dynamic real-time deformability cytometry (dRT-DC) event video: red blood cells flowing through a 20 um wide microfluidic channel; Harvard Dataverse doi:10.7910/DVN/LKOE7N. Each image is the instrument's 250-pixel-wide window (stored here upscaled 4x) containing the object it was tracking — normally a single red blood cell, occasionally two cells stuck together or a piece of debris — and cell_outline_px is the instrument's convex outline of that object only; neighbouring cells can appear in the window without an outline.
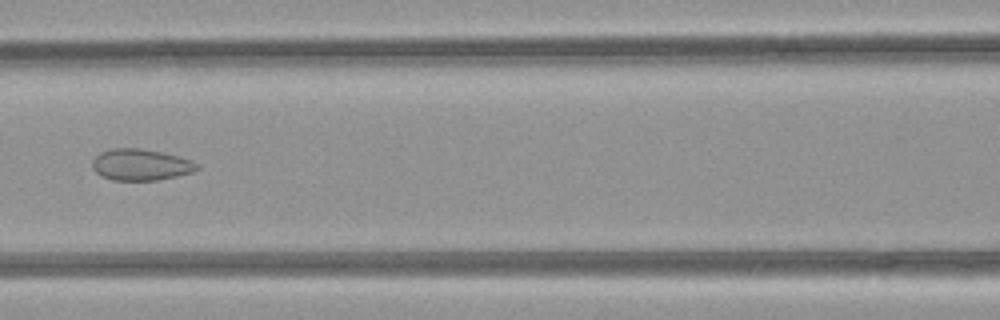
{"species": "common noctule bat (a hibernating species)", "species_latin": "Nyctalus noctula", "temperature_condition": "room temperature", "stored_images_in_passage": 30, "camera_frame_rate_fps": 3000, "um_per_image_px": 0.085, "animal": {"sex": "female", "body_mass_g": 21.9}, "frame": {"image": 1, "passage_image": 9, "time_ms": 2.667, "image_size_px": [1000, 320], "cell_outline_px": [[200, 168], [192, 172], [176, 176], [156, 180], [112, 180], [96, 172], [92, 168], [92, 160], [100, 152], [112, 148], [140, 148], [160, 152], [192, 160], [200, 164]], "centroid_in_image_um": [11.97, 13.99], "position_along_channel_um": 154.6, "area_um2": 19.07}}
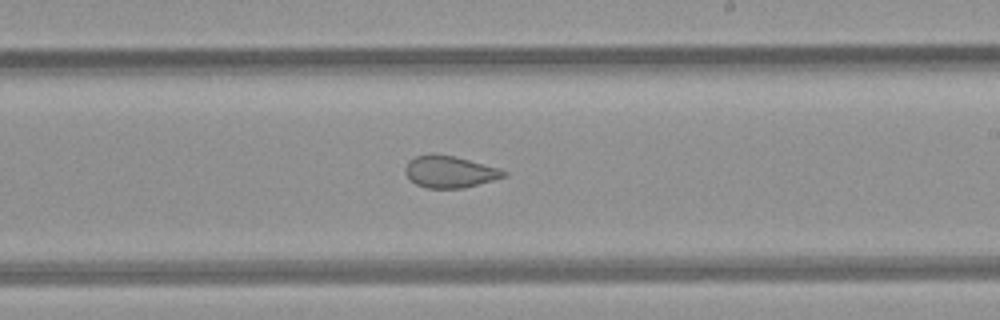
{"frame": {"image": 2, "passage_image": 16, "time_ms": 5.0, "image_size_px": [1000, 320], "cell_outline_px": [[508, 176], [464, 188], [428, 188], [416, 184], [404, 172], [404, 168], [408, 160], [416, 156], [432, 152], [452, 156], [500, 168], [508, 172]], "centroid_in_image_um": [38.22, 14.59], "position_along_channel_um": 250.8, "area_um2": 18.38}}
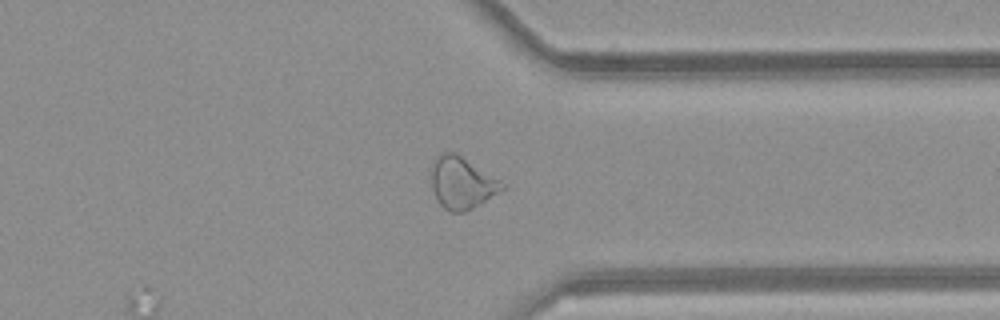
{"frame": {"image": 3, "passage_image": 25, "time_ms": 8.0, "image_size_px": [1000, 320], "cell_outline_px": [[508, 188], [480, 204], [464, 212], [448, 212], [440, 204], [432, 188], [432, 164], [436, 156], [444, 152], [456, 152], [504, 184]], "centroid_in_image_um": [39.26, 15.56], "position_along_channel_um": 372.1, "area_um2": 21.21}}